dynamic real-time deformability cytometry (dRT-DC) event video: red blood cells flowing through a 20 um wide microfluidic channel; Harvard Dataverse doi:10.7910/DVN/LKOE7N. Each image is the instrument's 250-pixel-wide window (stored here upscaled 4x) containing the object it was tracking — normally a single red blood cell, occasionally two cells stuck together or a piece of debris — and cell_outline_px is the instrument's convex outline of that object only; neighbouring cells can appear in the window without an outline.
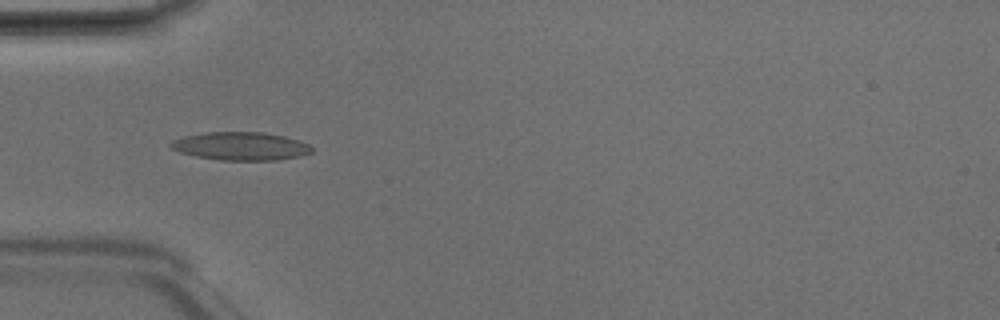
{"species": "Egyptian fruit bat (a non-hibernating species)", "species_latin": "Rousettus aegyptiacus", "temperature_condition": "room temperature", "stored_images_in_passage": 6, "camera_frame_rate_fps": 3000, "um_per_image_px": 0.085, "animal": {"sex": "male"}, "frame": {"image": 1, "passage_image": 5, "time_ms": 1.333, "image_size_px": [1000, 320], "cell_outline_px": [[312, 152], [300, 156], [276, 160], [220, 160], [196, 156], [180, 152], [172, 148], [168, 144], [172, 140], [184, 136], [204, 132], [260, 132], [284, 136], [308, 144], [312, 148]], "centroid_in_image_um": [20.43, 12.42], "position_along_channel_um": 64.6, "area_um2": 23.0}}